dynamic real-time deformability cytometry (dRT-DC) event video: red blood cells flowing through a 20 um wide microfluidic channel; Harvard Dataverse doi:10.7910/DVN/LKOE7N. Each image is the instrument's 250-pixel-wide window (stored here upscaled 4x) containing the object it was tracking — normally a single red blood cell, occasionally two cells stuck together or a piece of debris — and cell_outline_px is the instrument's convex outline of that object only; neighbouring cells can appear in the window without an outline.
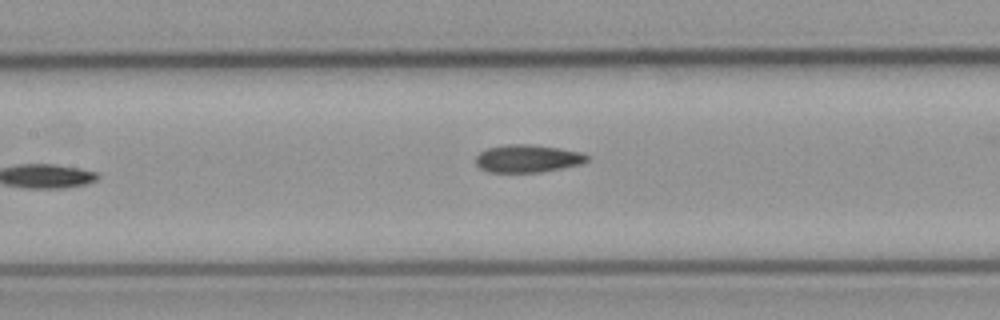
{"species": "common noctule bat (a hibernating species)", "species_latin": "Nyctalus noctula", "temperature_condition": "cold", "stored_images_in_passage": 6, "camera_frame_rate_fps": 3000, "um_per_image_px": 0.085, "animal": {"sex": "male", "body_mass_g": 23.1, "forearm_length_mm": 52.7}, "frame": {"image": 1, "passage_image": 5, "time_ms": 4.667, "image_size_px": [1000, 320], "cell_outline_px": [[588, 160], [580, 164], [540, 172], [488, 172], [480, 168], [476, 164], [476, 156], [480, 152], [488, 148], [508, 144], [528, 144], [560, 148], [584, 152], [588, 156]], "centroid_in_image_um": [44.85, 13.47], "position_along_channel_um": 162.6, "area_um2": 17.92}}
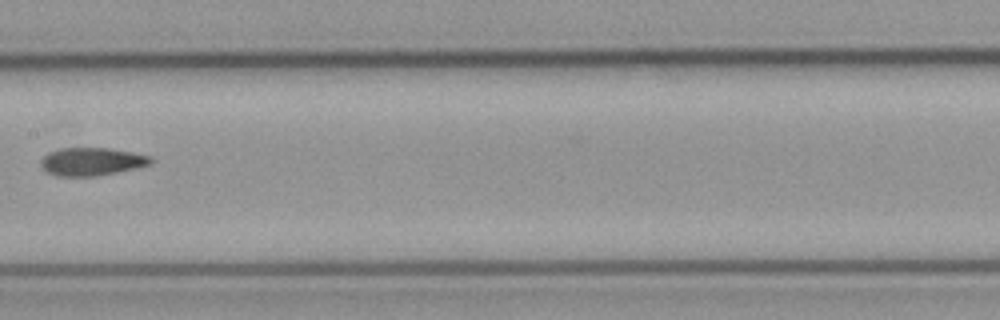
{"frame": {"image": 2, "passage_image": 6, "time_ms": 5.667, "image_size_px": [1000, 320], "cell_outline_px": [[156, 160], [152, 164], [136, 168], [96, 176], [56, 176], [48, 172], [40, 164], [40, 160], [48, 152], [60, 148], [108, 148], [132, 152], [152, 156]], "centroid_in_image_um": [7.83, 13.73], "position_along_channel_um": 199.6, "area_um2": 18.03}}